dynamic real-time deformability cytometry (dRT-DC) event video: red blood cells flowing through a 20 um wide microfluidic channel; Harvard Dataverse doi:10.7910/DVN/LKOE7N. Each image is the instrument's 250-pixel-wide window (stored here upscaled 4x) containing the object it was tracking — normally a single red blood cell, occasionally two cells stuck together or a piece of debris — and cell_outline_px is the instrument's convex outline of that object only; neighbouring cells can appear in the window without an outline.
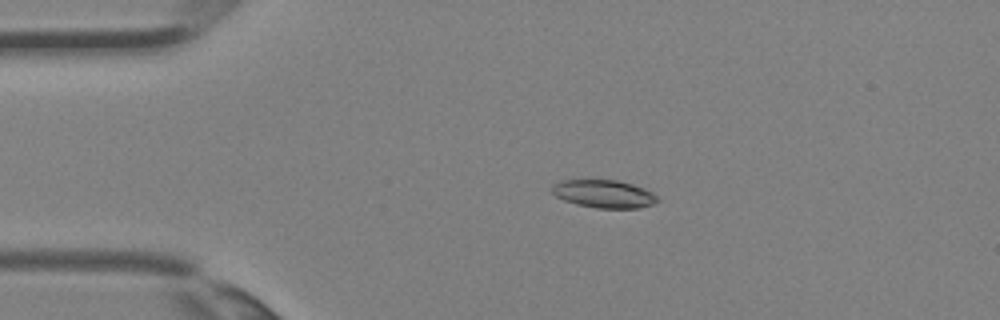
{"species": "Egyptian fruit bat (a non-hibernating species)", "species_latin": "Rousettus aegyptiacus", "temperature_condition": "room temperature", "stored_images_in_passage": 3, "camera_frame_rate_fps": 3000, "um_per_image_px": 0.085, "animal": {"sex": "female"}, "frame": {"image": 1, "passage_image": 2, "time_ms": 0.333, "image_size_px": [1000, 320], "cell_outline_px": [[660, 200], [652, 204], [640, 208], [596, 208], [576, 204], [564, 200], [556, 196], [552, 192], [552, 184], [560, 180], [616, 180], [632, 184], [644, 188], [652, 192]], "centroid_in_image_um": [51.32, 16.48], "position_along_channel_um": 33.7, "area_um2": 17.17}}